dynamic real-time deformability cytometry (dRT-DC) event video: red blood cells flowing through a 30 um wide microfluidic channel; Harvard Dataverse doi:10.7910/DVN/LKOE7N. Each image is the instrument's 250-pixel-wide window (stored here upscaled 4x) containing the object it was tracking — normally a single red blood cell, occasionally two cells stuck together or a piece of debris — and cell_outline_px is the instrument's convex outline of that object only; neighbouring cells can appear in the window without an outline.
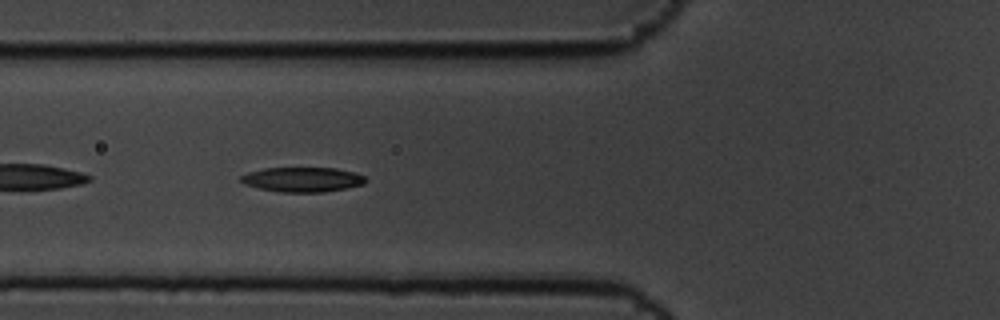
{"species": "common noctule bat (a hibernating species)", "species_latin": "Nyctalus noctula", "temperature_condition": "cold", "stored_images_in_passage": 6, "camera_frame_rate_fps": 3000, "um_per_image_px": 0.085, "animal": {"sex": "male", "body_mass_g": 19.5, "forearm_length_mm": 54.6}, "frame": {"image": 1, "passage_image": 6, "time_ms": 1.667, "image_size_px": [1000, 320], "cell_outline_px": [[368, 180], [364, 184], [348, 188], [324, 192], [280, 192], [260, 188], [244, 184], [240, 180], [240, 176], [248, 172], [264, 168], [336, 168], [356, 172], [364, 176]], "centroid_in_image_um": [25.75, 15.26], "position_along_channel_um": 100.1, "area_um2": 18.09}}